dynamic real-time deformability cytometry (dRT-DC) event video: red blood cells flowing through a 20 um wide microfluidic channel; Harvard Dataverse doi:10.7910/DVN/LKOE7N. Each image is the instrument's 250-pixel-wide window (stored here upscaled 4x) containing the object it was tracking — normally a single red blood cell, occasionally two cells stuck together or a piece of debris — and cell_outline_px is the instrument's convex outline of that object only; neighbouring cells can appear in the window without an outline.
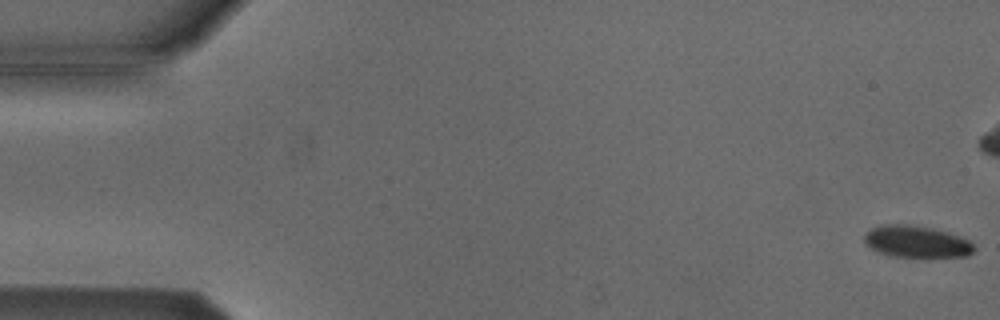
{"species": "Egyptian fruit bat (a non-hibernating species)", "species_latin": "Rousettus aegyptiacus", "temperature_condition": "cold", "stored_images_in_passage": 55, "camera_frame_rate_fps": 3000, "um_per_image_px": 0.085, "animal": {"sex": "male"}, "frame": {"image": 1, "passage_image": 1, "time_ms": 0.0, "image_size_px": [1000, 320], "cell_outline_px": [[976, 248], [968, 256], [928, 260], [888, 256], [872, 248], [864, 240], [864, 236], [872, 228], [884, 224], [908, 224], [928, 228], [944, 232], [968, 240]], "centroid_in_image_um": [77.93, 20.61], "position_along_channel_um": 7.1, "area_um2": 20.81}}
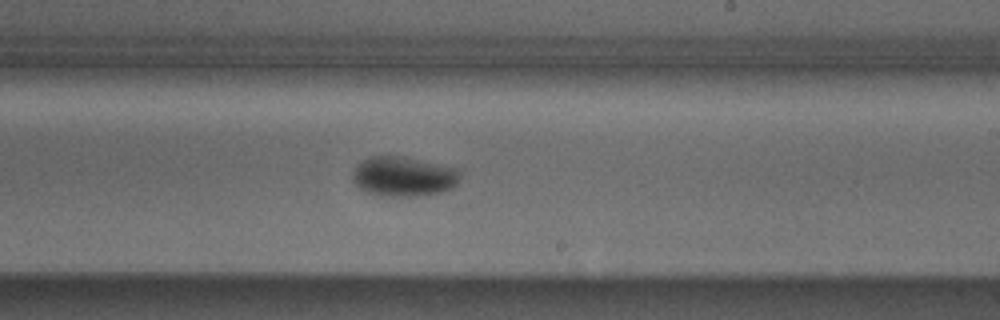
{"frame": {"image": 2, "passage_image": 32, "time_ms": 10.333, "image_size_px": [1000, 320], "cell_outline_px": [[460, 176], [456, 184], [452, 188], [440, 192], [416, 196], [380, 196], [360, 188], [352, 180], [352, 172], [364, 160], [372, 156], [396, 156], [456, 168], [460, 172]], "centroid_in_image_um": [34.29, 15.02], "position_along_channel_um": 254.7, "area_um2": 24.33}}
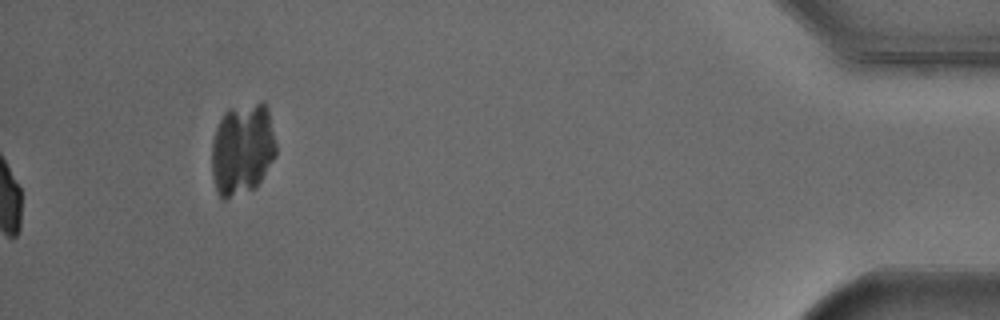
{"frame": {"image": 3, "passage_image": 55, "time_ms": 18.0, "image_size_px": [1000, 320], "cell_outline_px": [[276, 156], [256, 188], [224, 200], [220, 200], [216, 188], [212, 172], [212, 140], [216, 128], [224, 112], [228, 108], [264, 100], [268, 108], [276, 144]], "centroid_in_image_um": [20.61, 12.66], "position_along_channel_um": 414.6, "area_um2": 34.97}, "authors_computed_cell_mechanics": {"area_um2": 21.386, "velocity_mm_per_s": 3.8143, "shape_relaxation_time_tau1_ms": 3.0741, "shape_relaxation_time_tau2_ms": null, "deformation_change_tau1": 0.0551, "deformation_change_tau2": null}}